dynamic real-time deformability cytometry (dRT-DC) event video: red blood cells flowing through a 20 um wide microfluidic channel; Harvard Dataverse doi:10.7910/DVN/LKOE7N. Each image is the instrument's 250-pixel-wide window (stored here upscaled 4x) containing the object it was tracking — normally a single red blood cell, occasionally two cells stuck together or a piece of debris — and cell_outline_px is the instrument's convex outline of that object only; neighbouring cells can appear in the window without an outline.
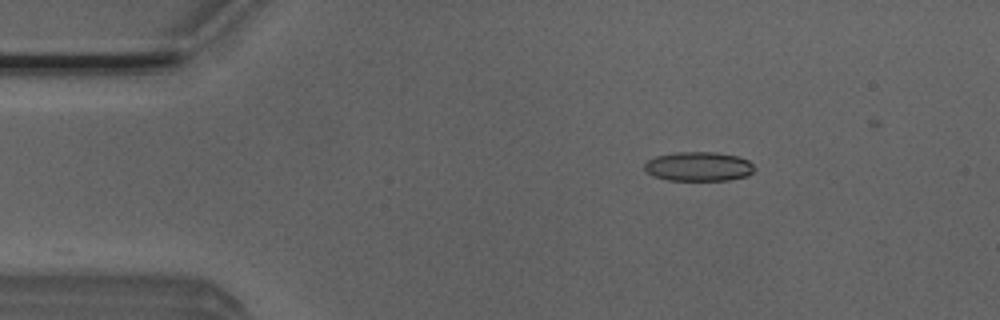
{"species": "Egyptian fruit bat (a non-hibernating species)", "species_latin": "Rousettus aegyptiacus", "temperature_condition": "room temperature", "stored_images_in_passage": 20, "camera_frame_rate_fps": 3000, "um_per_image_px": 0.085, "animal": {"sex": "male"}, "frame": {"image": 1, "passage_image": 1, "time_ms": 0.0, "image_size_px": [1000, 320], "cell_outline_px": [[756, 168], [748, 176], [728, 180], [668, 180], [652, 176], [644, 168], [644, 164], [648, 160], [656, 156], [676, 152], [716, 152], [736, 156], [748, 160]], "centroid_in_image_um": [59.38, 14.15], "position_along_channel_um": 25.6, "area_um2": 18.79}}
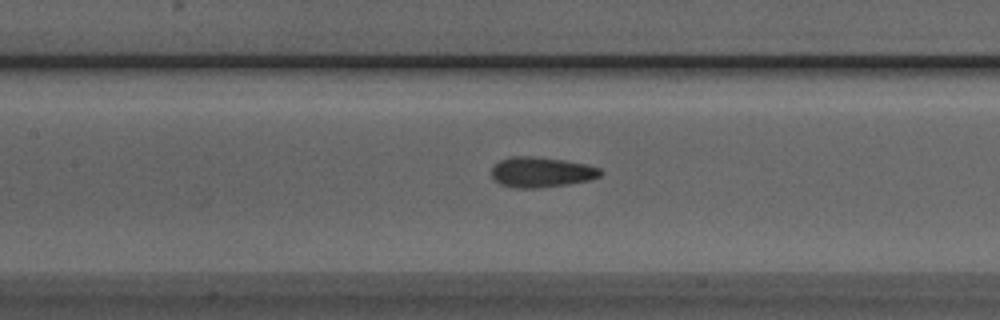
{"frame": {"image": 2, "passage_image": 16, "time_ms": 5.0, "image_size_px": [1000, 320], "cell_outline_px": [[604, 172], [600, 176], [592, 180], [568, 184], [536, 188], [516, 188], [500, 184], [492, 180], [492, 168], [500, 160], [512, 156], [532, 156], [564, 160], [588, 164], [600, 168]], "centroid_in_image_um": [46.04, 14.63], "position_along_channel_um": 161.4, "area_um2": 19.42}}
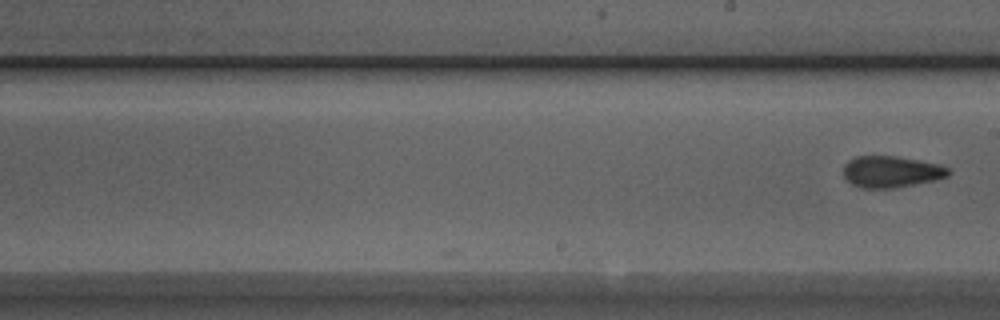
{"frame": {"image": 3, "passage_image": 20, "time_ms": 6.333, "image_size_px": [1000, 320], "cell_outline_px": [[952, 172], [948, 176], [936, 180], [896, 188], [860, 188], [844, 180], [844, 164], [848, 160], [856, 156], [896, 156], [940, 164], [948, 168]], "centroid_in_image_um": [75.75, 14.6], "position_along_channel_um": 213.3, "area_um2": 19.54}}